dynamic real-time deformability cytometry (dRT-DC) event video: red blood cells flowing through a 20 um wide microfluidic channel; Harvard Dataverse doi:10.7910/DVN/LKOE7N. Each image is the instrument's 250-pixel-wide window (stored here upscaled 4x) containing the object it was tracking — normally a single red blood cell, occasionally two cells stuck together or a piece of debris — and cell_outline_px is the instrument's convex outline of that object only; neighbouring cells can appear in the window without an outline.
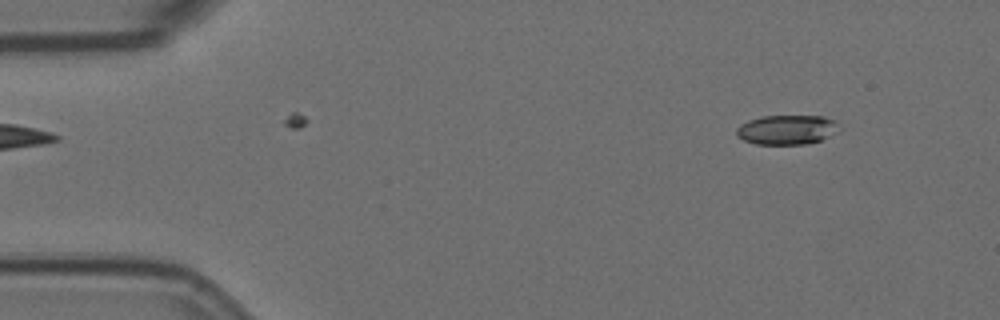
{"species": "Egyptian fruit bat (a non-hibernating species)", "species_latin": "Rousettus aegyptiacus", "temperature_condition": "room temperature", "stored_images_in_passage": 4, "camera_frame_rate_fps": 3000, "um_per_image_px": 0.085, "animal": {"sex": "female"}, "frame": {"image": 1, "passage_image": 1, "time_ms": 0.0, "image_size_px": [1000, 320], "cell_outline_px": [[840, 132], [820, 140], [808, 144], [756, 144], [744, 140], [736, 136], [736, 128], [740, 124], [748, 120], [760, 116], [824, 116], [836, 120]], "centroid_in_image_um": [66.9, 11.02], "position_along_channel_um": 18.1, "area_um2": 17.92}}
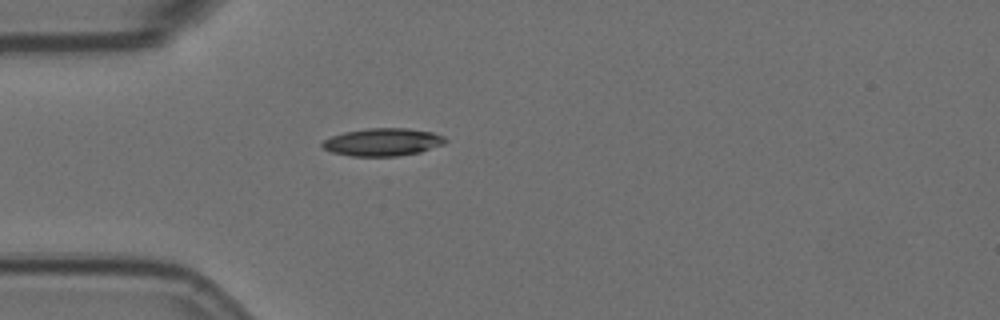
{"frame": {"image": 2, "passage_image": 4, "time_ms": 1.0, "image_size_px": [1000, 320], "cell_outline_px": [[448, 140], [444, 144], [420, 152], [396, 156], [352, 156], [332, 152], [324, 148], [320, 144], [324, 140], [332, 136], [344, 132], [368, 128], [408, 128], [432, 132], [444, 136]], "centroid_in_image_um": [32.55, 12.07], "position_along_channel_um": 52.4, "area_um2": 19.83}}